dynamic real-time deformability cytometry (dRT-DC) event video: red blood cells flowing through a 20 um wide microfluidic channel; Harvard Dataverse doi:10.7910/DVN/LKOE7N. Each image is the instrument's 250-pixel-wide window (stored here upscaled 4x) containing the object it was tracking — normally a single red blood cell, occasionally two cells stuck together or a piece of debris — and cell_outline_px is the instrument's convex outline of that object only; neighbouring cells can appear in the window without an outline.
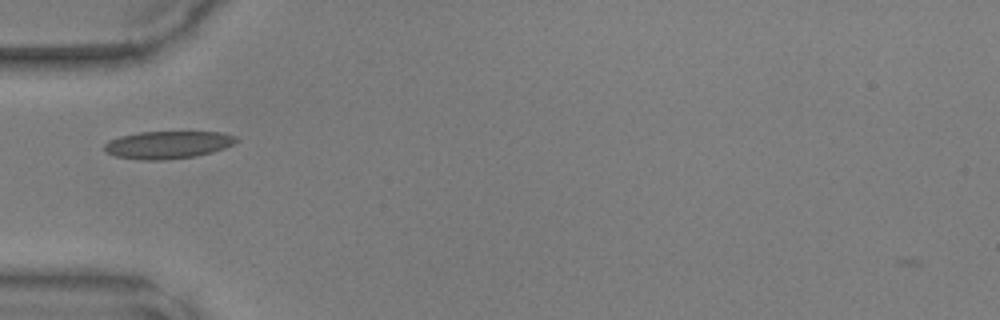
{"species": "common noctule bat (a hibernating species)", "species_latin": "Nyctalus noctula", "temperature_condition": "warm", "stored_images_in_passage": 34, "camera_frame_rate_fps": 3000, "um_per_image_px": 0.085, "animal": {"sex": "male", "body_mass_g": 17.9, "forearm_length_mm": 54.2}, "frame": {"image": 1, "passage_image": 2, "time_ms": 0.333, "image_size_px": [1000, 320], "cell_outline_px": [[240, 140], [224, 148], [212, 152], [196, 156], [160, 160], [140, 160], [116, 156], [108, 152], [104, 148], [104, 144], [108, 140], [120, 136], [140, 132], [220, 132], [236, 136]], "centroid_in_image_um": [14.27, 12.3], "position_along_channel_um": 70.7, "area_um2": 21.1}}
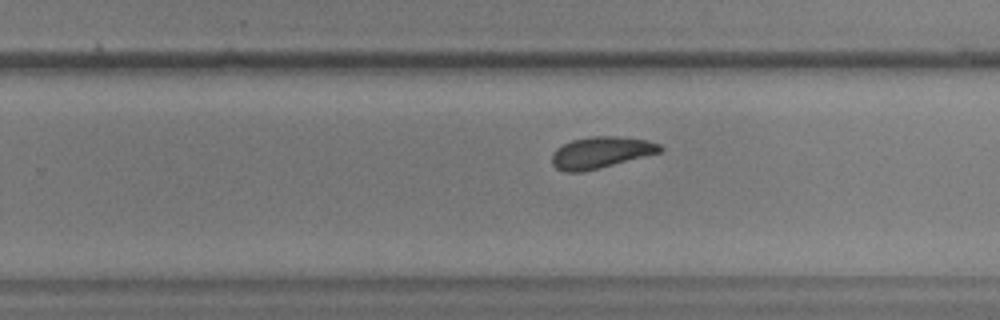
{"frame": {"image": 2, "passage_image": 17, "time_ms": 5.333, "image_size_px": [1000, 320], "cell_outline_px": [[664, 148], [660, 152], [584, 172], [564, 172], [556, 168], [552, 164], [552, 152], [556, 148], [572, 140], [592, 136], [616, 136], [648, 140], [660, 144]], "centroid_in_image_um": [51.05, 12.96], "position_along_channel_um": 278.7, "area_um2": 19.83}}
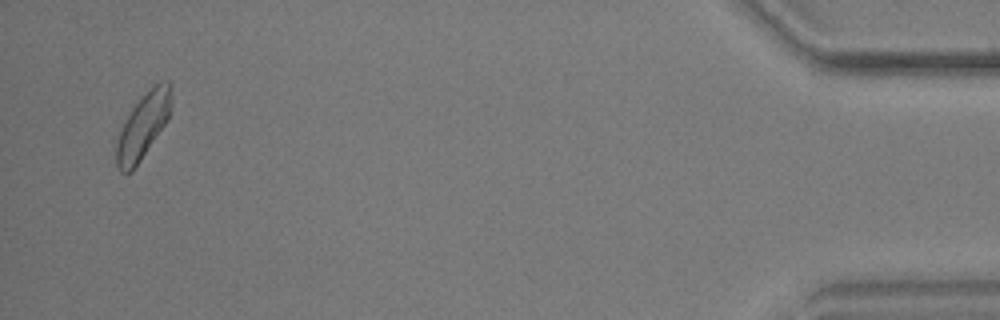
{"frame": {"image": 3, "passage_image": 33, "time_ms": 10.667, "image_size_px": [1000, 320], "cell_outline_px": [[172, 104], [168, 120], [132, 172], [120, 172], [116, 164], [116, 144], [124, 120], [132, 108], [160, 80], [168, 80], [172, 84]], "centroid_in_image_um": [12.19, 10.69], "position_along_channel_um": 423.0, "area_um2": 20.75}}